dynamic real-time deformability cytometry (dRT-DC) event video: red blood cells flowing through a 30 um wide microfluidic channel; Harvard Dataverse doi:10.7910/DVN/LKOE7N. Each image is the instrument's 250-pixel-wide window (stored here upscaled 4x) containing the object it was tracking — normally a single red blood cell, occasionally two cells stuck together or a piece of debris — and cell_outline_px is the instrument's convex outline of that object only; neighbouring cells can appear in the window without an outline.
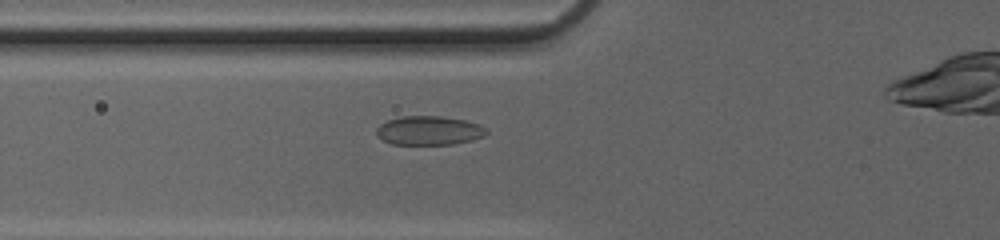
{"species": "common noctule bat (a hibernating species)", "species_latin": "Nyctalus noctula", "temperature_condition": "cold", "stored_images_in_passage": 29, "camera_frame_rate_fps": 3000, "um_per_image_px": 0.085, "animal": {"sex": "female", "body_mass_g": 20.0, "forearm_length_mm": 54.0}, "frame": {"image": 1, "passage_image": 2, "time_ms": 0.333, "image_size_px": [1000, 240], "cell_outline_px": [[488, 132], [484, 136], [472, 140], [452, 144], [392, 144], [376, 136], [376, 128], [380, 124], [388, 120], [400, 116], [440, 116], [464, 120], [480, 124]], "centroid_in_image_um": [36.45, 11.09], "position_along_channel_um": 89.4, "area_um2": 18.55}}
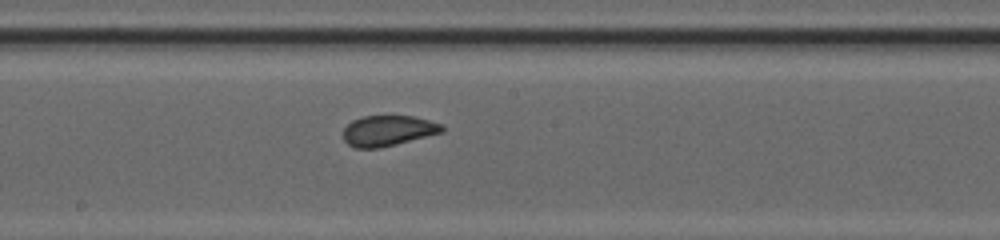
{"frame": {"image": 2, "passage_image": 11, "time_ms": 3.333, "image_size_px": [1000, 240], "cell_outline_px": [[444, 132], [380, 148], [356, 148], [348, 144], [344, 140], [344, 128], [352, 120], [364, 116], [416, 116], [444, 124]], "centroid_in_image_um": [33.02, 11.1], "position_along_channel_um": 215.2, "area_um2": 17.69}}
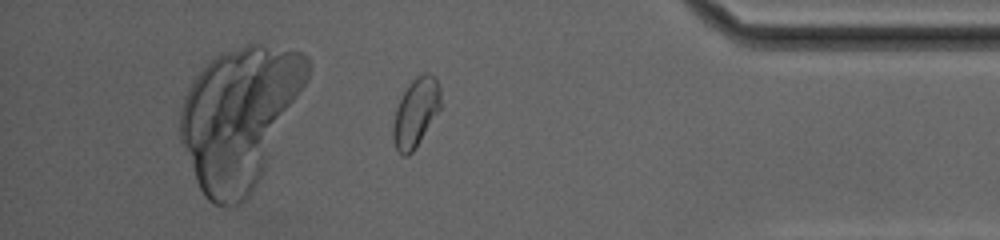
{"frame": {"image": 3, "passage_image": 26, "time_ms": 8.333, "image_size_px": [1000, 240], "cell_outline_px": [[440, 108], [416, 148], [408, 156], [404, 156], [396, 148], [392, 136], [392, 124], [396, 108], [404, 92], [412, 80], [416, 76], [424, 72], [428, 72], [436, 80], [440, 88]], "centroid_in_image_um": [35.32, 9.57], "position_along_channel_um": 399.9, "area_um2": 18.84}}